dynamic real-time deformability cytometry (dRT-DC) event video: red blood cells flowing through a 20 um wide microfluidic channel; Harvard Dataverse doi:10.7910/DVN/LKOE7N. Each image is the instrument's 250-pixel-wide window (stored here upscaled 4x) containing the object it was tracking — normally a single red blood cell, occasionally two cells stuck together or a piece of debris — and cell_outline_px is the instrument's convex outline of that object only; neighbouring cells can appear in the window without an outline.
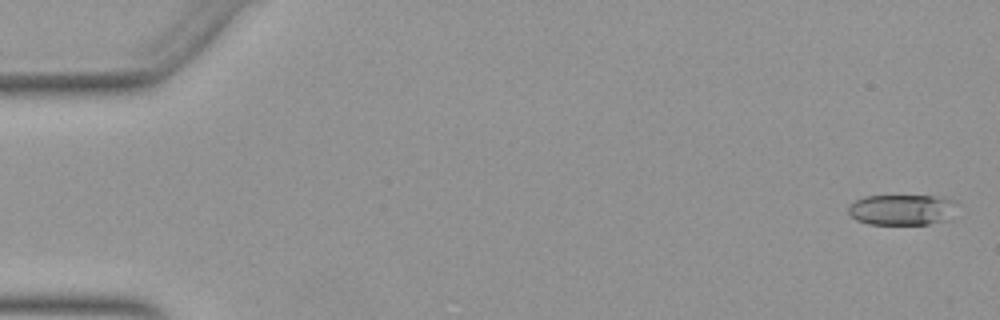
{"species": "Egyptian fruit bat (a non-hibernating species)", "species_latin": "Rousettus aegyptiacus", "temperature_condition": "warm", "stored_images_in_passage": 53, "camera_frame_rate_fps": 3000, "um_per_image_px": 0.085, "animal": {"sex": "female"}, "frame": {"image": 1, "passage_image": 2, "time_ms": 0.333, "image_size_px": [1000, 320], "cell_outline_px": [[960, 204], [948, 220], [928, 224], [868, 224], [856, 220], [848, 212], [848, 204], [864, 196], [944, 196], [960, 200]], "centroid_in_image_um": [76.75, 17.81], "position_along_channel_um": 8.2, "area_um2": 20.0}}
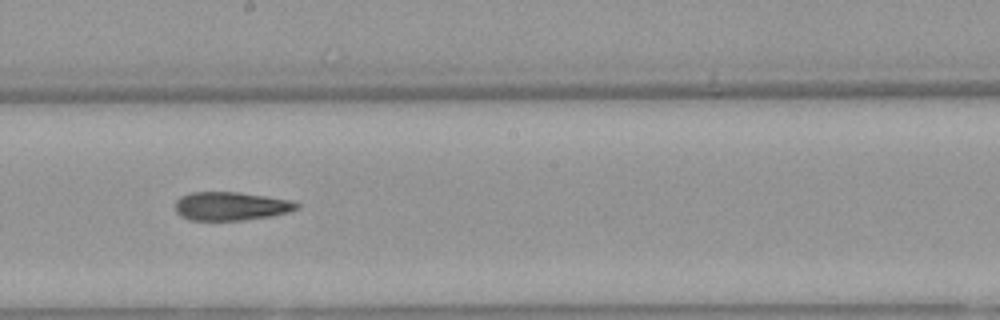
{"frame": {"image": 2, "passage_image": 30, "time_ms": 9.667, "image_size_px": [1000, 320], "cell_outline_px": [[300, 208], [288, 212], [272, 216], [240, 220], [188, 220], [180, 216], [176, 212], [176, 200], [180, 196], [188, 192], [240, 192], [288, 200], [300, 204]], "centroid_in_image_um": [19.59, 17.52], "position_along_channel_um": 228.6, "area_um2": 20.23}}
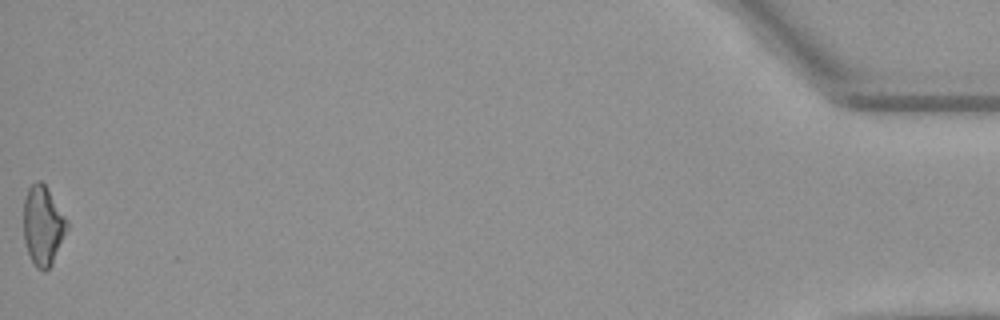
{"frame": {"image": 3, "passage_image": 53, "time_ms": 17.333, "image_size_px": [1000, 320], "cell_outline_px": [[68, 228], [52, 264], [44, 272], [36, 268], [28, 252], [24, 240], [24, 200], [28, 188], [36, 180], [40, 180], [44, 184], [68, 220]], "centroid_in_image_um": [3.65, 19.18], "position_along_channel_um": 431.5, "area_um2": 19.94}, "authors_computed_cell_mechanics": {"area_um2": 20.4612, "velocity_mm_per_s": 3.9436, "shape_relaxation_time_tau1_ms": 8.3121, "shape_relaxation_time_tau2_ms": 3.071, "deformation_change_tau1": 0.2301, "deformation_change_tau2": 0.1432}}